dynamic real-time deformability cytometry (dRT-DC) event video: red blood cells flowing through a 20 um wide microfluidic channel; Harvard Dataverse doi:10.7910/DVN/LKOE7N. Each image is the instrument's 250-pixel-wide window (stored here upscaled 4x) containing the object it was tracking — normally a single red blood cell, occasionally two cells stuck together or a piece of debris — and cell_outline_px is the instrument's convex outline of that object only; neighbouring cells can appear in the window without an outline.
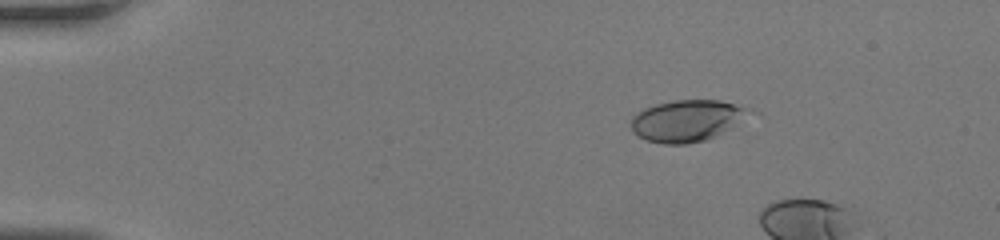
{"species": "human", "species_latin": "Homo sapiens", "temperature_condition": "room temperature", "stored_images_in_passage": 7, "camera_frame_rate_fps": 3000, "um_per_image_px": 0.085, "donor": {"sex": "female"}, "frame": {"image": 1, "passage_image": 1, "time_ms": 0.0, "image_size_px": [1000, 240], "cell_outline_px": [[740, 112], [732, 124], [720, 132], [704, 140], [688, 144], [664, 144], [648, 140], [640, 136], [632, 128], [632, 116], [636, 112], [644, 108], [656, 104], [676, 100], [720, 100], [732, 104], [740, 108]], "centroid_in_image_um": [58.14, 10.26], "position_along_channel_um": 26.9, "area_um2": 26.7}}